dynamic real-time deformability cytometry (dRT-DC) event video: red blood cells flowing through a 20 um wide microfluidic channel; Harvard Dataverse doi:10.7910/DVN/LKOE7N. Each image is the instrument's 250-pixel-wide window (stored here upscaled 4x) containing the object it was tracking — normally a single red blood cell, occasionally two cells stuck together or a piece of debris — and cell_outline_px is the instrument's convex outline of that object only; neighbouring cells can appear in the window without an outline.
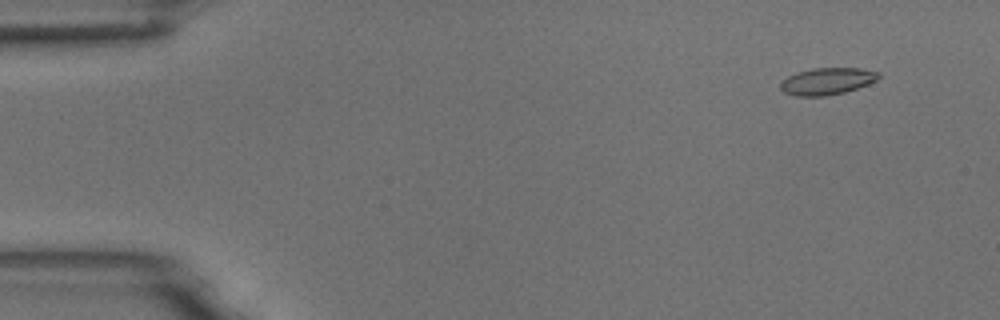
{"species": "common noctule bat (a hibernating species)", "species_latin": "Nyctalus noctula", "temperature_condition": "room temperature", "stored_images_in_passage": 55, "camera_frame_rate_fps": 3000, "um_per_image_px": 0.085, "animal": {"sex": "male", "body_mass_g": 18.8}, "frame": {"image": 1, "passage_image": 5, "time_ms": 1.333, "image_size_px": [1000, 320], "cell_outline_px": [[880, 76], [876, 80], [868, 84], [844, 92], [824, 96], [796, 96], [784, 92], [780, 88], [780, 84], [788, 76], [796, 72], [812, 68], [860, 68], [880, 72]], "centroid_in_image_um": [70.3, 6.89], "position_along_channel_um": 14.7, "area_um2": 15.32}}
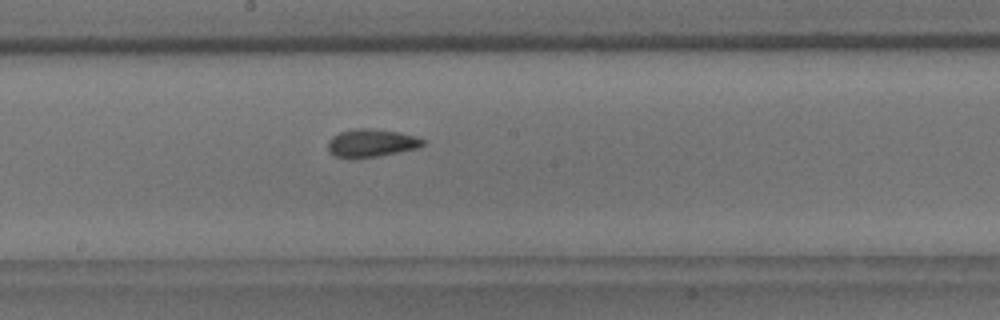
{"frame": {"image": 2, "passage_image": 30, "time_ms": 9.667, "image_size_px": [1000, 320], "cell_outline_px": [[424, 144], [420, 148], [376, 156], [336, 156], [328, 152], [328, 140], [332, 136], [340, 132], [356, 128], [372, 128], [400, 132], [416, 136], [424, 140]], "centroid_in_image_um": [31.6, 12.12], "position_along_channel_um": 216.6, "area_um2": 15.2}}
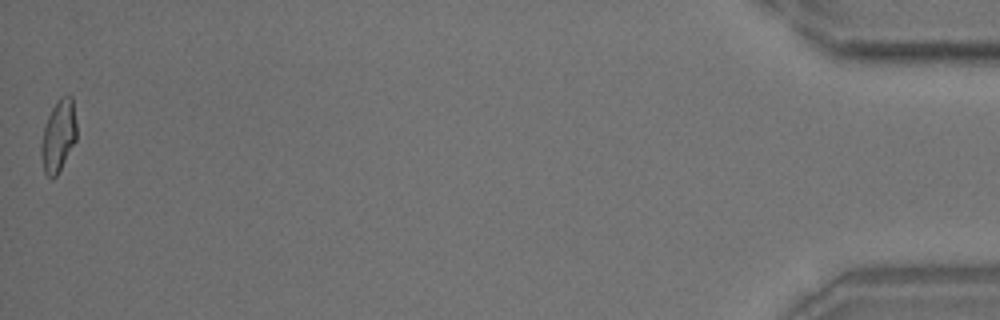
{"frame": {"image": 3, "passage_image": 55, "time_ms": 18.0, "image_size_px": [1000, 320], "cell_outline_px": [[76, 140], [56, 176], [52, 180], [44, 172], [40, 156], [40, 144], [44, 128], [48, 116], [56, 100], [60, 96], [72, 96], [76, 124]], "centroid_in_image_um": [4.94, 11.55], "position_along_channel_um": 430.3, "area_um2": 14.85}, "authors_computed_cell_mechanics": {"area_um2": 15.1436, "velocity_mm_per_s": 3.7082, "shape_relaxation_time_tau1_ms": 9.1931, "shape_relaxation_time_tau2_ms": 1.8536, "deformation_change_tau1": 0.1988, "deformation_change_tau2": 0.0756}}